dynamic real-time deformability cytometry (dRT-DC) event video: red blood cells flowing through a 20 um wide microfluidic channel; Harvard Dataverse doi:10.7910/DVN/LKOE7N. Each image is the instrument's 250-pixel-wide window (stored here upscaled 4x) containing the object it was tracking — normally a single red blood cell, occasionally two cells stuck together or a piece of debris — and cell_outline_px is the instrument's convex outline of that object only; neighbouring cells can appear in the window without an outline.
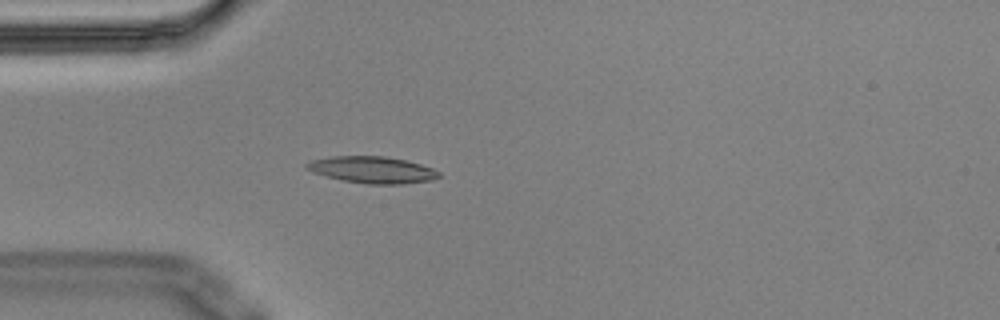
{"species": "Egyptian fruit bat (a non-hibernating species)", "species_latin": "Rousettus aegyptiacus", "temperature_condition": "cold", "stored_images_in_passage": 4, "camera_frame_rate_fps": 3000, "um_per_image_px": 0.085, "animal": {"sex": "male"}, "frame": {"image": 1, "passage_image": 4, "time_ms": 1.0, "image_size_px": [1000, 320], "cell_outline_px": [[440, 176], [432, 180], [404, 184], [368, 184], [340, 180], [312, 172], [304, 168], [304, 164], [312, 160], [332, 156], [384, 156], [404, 160], [420, 164], [432, 168], [440, 172]], "centroid_in_image_um": [31.62, 14.44], "position_along_channel_um": 53.4, "area_um2": 20.63}}